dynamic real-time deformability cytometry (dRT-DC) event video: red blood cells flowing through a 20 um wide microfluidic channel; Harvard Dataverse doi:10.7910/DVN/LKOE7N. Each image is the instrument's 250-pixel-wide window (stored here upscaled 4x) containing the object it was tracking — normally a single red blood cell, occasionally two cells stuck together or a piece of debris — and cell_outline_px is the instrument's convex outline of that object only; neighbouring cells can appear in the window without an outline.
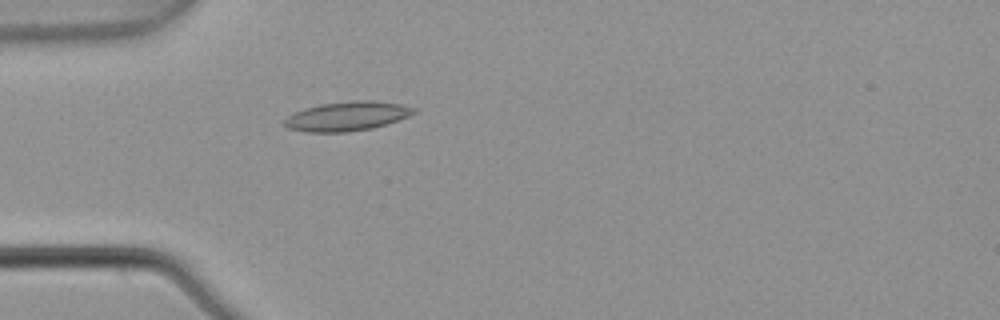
{"species": "common noctule bat (a hibernating species)", "species_latin": "Nyctalus noctula", "temperature_condition": "warm", "stored_images_in_passage": 3, "camera_frame_rate_fps": 3000, "um_per_image_px": 0.085, "animal": {"sex": "male", "body_mass_g": 21.5, "forearm_length_mm": 52.0}, "frame": {"image": 1, "passage_image": 3, "time_ms": 0.667, "image_size_px": [1000, 320], "cell_outline_px": [[416, 112], [408, 116], [372, 128], [348, 132], [308, 132], [288, 128], [280, 124], [288, 116], [304, 108], [320, 104], [352, 100], [372, 100], [400, 104], [416, 108]], "centroid_in_image_um": [29.46, 9.87], "position_along_channel_um": 55.5, "area_um2": 22.02}}